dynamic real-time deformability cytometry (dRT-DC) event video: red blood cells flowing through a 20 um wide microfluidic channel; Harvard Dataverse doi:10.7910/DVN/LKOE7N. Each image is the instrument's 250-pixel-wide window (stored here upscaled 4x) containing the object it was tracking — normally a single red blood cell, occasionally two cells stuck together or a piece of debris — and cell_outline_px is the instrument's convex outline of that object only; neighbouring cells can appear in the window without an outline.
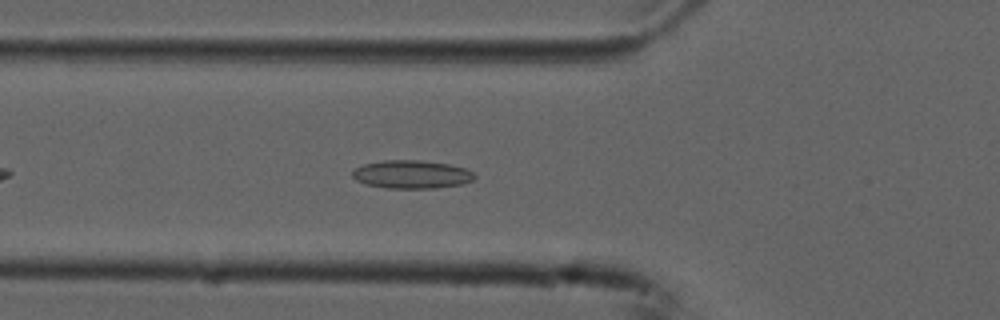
{"species": "common noctule bat (a hibernating species)", "species_latin": "Nyctalus noctula", "temperature_condition": "cold", "stored_images_in_passage": 43, "camera_frame_rate_fps": 3000, "um_per_image_px": 0.085, "animal": {"sex": "male", "forearm_length_mm": 52.5}, "frame": {"image": 1, "passage_image": 8, "time_ms": 2.333, "image_size_px": [1000, 320], "cell_outline_px": [[476, 176], [472, 180], [460, 184], [436, 188], [388, 188], [364, 184], [356, 180], [352, 176], [352, 172], [356, 168], [364, 164], [384, 160], [420, 160], [448, 164], [468, 168]], "centroid_in_image_um": [34.99, 14.82], "position_along_channel_um": 90.8, "area_um2": 20.06}}
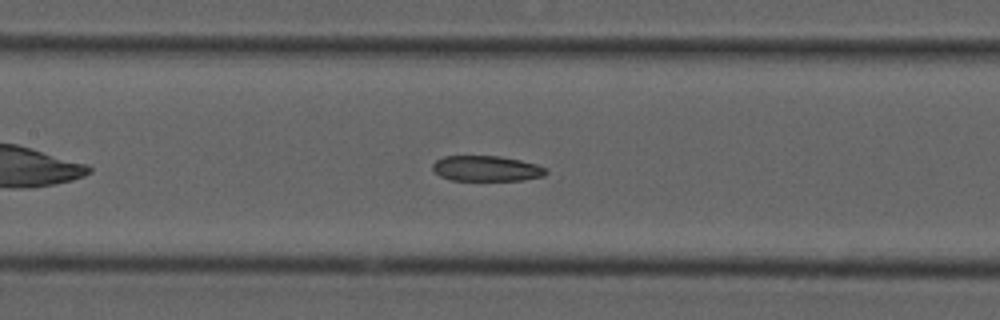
{"frame": {"image": 2, "passage_image": 14, "time_ms": 4.333, "image_size_px": [1000, 320], "cell_outline_px": [[548, 172], [544, 176], [524, 180], [452, 180], [440, 176], [432, 168], [432, 164], [436, 160], [444, 156], [500, 156], [520, 160], [536, 164], [548, 168]], "centroid_in_image_um": [41.38, 14.32], "position_along_channel_um": 166.0, "area_um2": 16.88}}
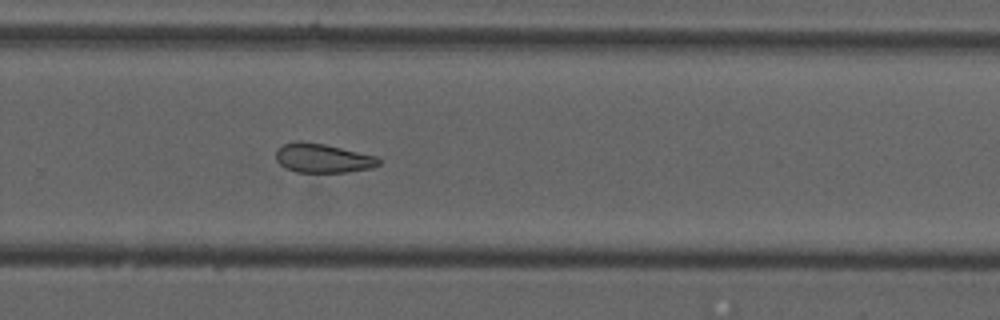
{"frame": {"image": 3, "passage_image": 25, "time_ms": 8.0, "image_size_px": [1000, 320], "cell_outline_px": [[380, 164], [372, 168], [348, 172], [296, 172], [284, 168], [276, 160], [276, 152], [284, 144], [296, 140], [300, 140], [324, 144], [376, 156], [380, 160]], "centroid_in_image_um": [27.42, 13.45], "position_along_channel_um": 302.4, "area_um2": 17.46}, "authors_computed_cell_mechanics": {"area_um2": 19.074, "velocity_mm_per_s": 3.7352, "shape_relaxation_time_tau1_ms": null, "shape_relaxation_time_tau2_ms": 5.762, "deformation_change_tau1": null, "deformation_change_tau2": 0.1385}}